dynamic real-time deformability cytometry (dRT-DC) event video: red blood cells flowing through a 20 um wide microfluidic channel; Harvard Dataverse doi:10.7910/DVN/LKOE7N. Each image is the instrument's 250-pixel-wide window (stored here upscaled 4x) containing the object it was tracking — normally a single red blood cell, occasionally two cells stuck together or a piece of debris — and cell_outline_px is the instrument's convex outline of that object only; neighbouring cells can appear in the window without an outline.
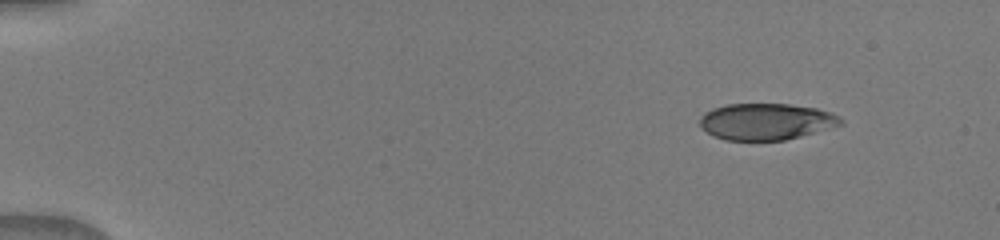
{"species": "human", "species_latin": "Homo sapiens", "temperature_condition": "warm", "stored_images_in_passage": 46, "camera_frame_rate_fps": 3000, "um_per_image_px": 0.085, "donor": {"sex": "male"}, "frame": {"image": 1, "passage_image": 1, "time_ms": 0.0, "image_size_px": [1000, 240], "cell_outline_px": [[844, 124], [800, 136], [784, 140], [724, 140], [712, 136], [700, 124], [700, 116], [704, 112], [712, 108], [728, 104], [788, 104], [816, 108], [832, 112], [844, 120]], "centroid_in_image_um": [65.12, 10.33], "position_along_channel_um": 19.9, "area_um2": 30.0}}
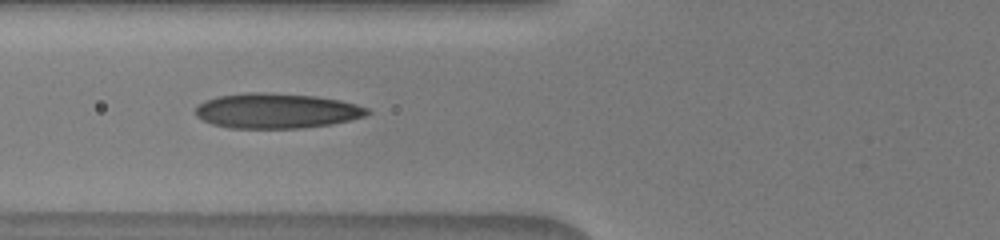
{"frame": {"image": 2, "passage_image": 16, "time_ms": 5.0, "image_size_px": [1000, 240], "cell_outline_px": [[372, 112], [364, 116], [332, 124], [300, 128], [232, 128], [212, 124], [196, 116], [196, 108], [204, 100], [216, 96], [248, 92], [264, 92], [316, 96], [340, 100], [356, 104], [368, 108]], "centroid_in_image_um": [23.5, 9.41], "position_along_channel_um": 102.3, "area_um2": 35.08}}
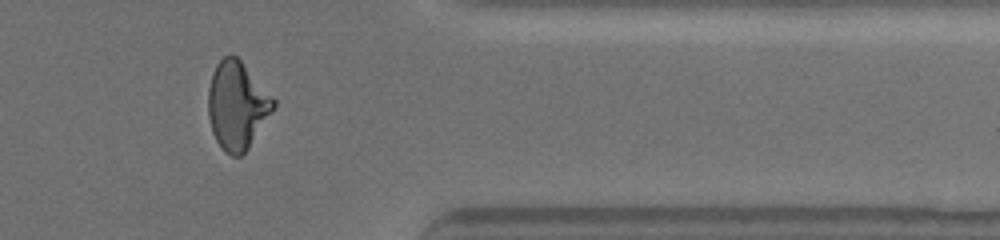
{"frame": {"image": 3, "passage_image": 38, "time_ms": 12.333, "image_size_px": [1000, 240], "cell_outline_px": [[276, 104], [248, 148], [240, 156], [232, 156], [224, 152], [216, 140], [212, 132], [208, 116], [208, 88], [212, 72], [216, 64], [228, 52], [236, 56], [240, 60], [276, 100]], "centroid_in_image_um": [20.12, 8.94], "position_along_channel_um": 391.3, "area_um2": 33.23}}